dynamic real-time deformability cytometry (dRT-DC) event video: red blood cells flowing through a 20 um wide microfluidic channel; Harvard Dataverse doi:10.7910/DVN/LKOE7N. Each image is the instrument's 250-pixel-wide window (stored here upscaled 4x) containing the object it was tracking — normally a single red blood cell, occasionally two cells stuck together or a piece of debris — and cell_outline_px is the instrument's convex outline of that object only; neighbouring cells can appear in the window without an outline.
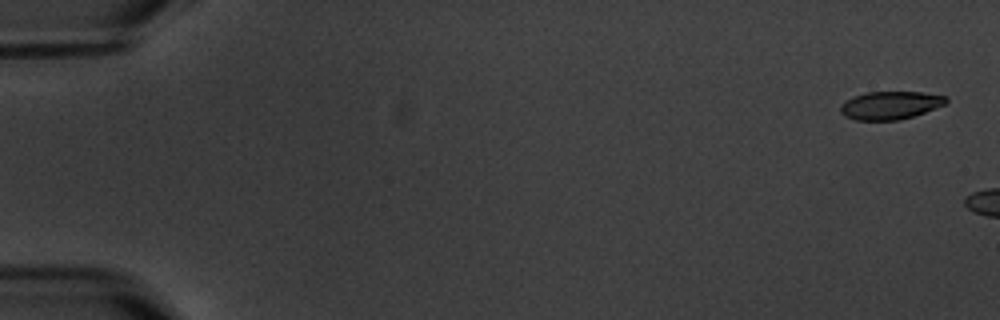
{"species": "common noctule bat (a hibernating species)", "species_latin": "Nyctalus noctula", "temperature_condition": "warm", "stored_images_in_passage": 2, "camera_frame_rate_fps": 3000, "um_per_image_px": 0.085, "animal": {"sex": "male", "body_mass_g": 20.1, "forearm_length_mm": 53.5}, "frame": {"image": 1, "passage_image": 1, "time_ms": 0.0, "image_size_px": [1000, 320], "cell_outline_px": [[948, 100], [944, 104], [924, 112], [900, 120], [856, 120], [844, 116], [840, 112], [840, 104], [852, 96], [868, 92], [920, 92], [948, 96]], "centroid_in_image_um": [75.63, 8.94], "position_along_channel_um": 9.4, "area_um2": 17.22}}